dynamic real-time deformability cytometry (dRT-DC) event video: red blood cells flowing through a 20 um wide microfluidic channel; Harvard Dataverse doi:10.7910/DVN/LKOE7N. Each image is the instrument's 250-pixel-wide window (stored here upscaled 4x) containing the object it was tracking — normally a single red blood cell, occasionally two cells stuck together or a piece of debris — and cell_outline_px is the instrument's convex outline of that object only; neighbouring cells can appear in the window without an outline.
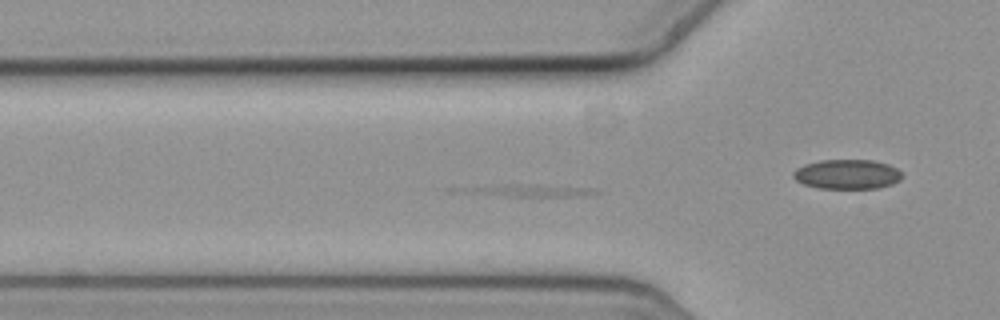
{"species": "common noctule bat (a hibernating species)", "species_latin": "Nyctalus noctula", "temperature_condition": "cold", "stored_images_in_passage": 2, "camera_frame_rate_fps": 3000, "um_per_image_px": 0.085, "animal": {"sex": "female", "body_mass_g": 19.3, "forearm_length_mm": 54.1}, "frame": {"image": 1, "passage_image": 2, "time_ms": 0.333, "image_size_px": [1000, 320], "cell_outline_px": [[900, 180], [892, 184], [876, 188], [820, 188], [804, 184], [796, 180], [792, 176], [792, 172], [796, 168], [804, 164], [820, 160], [872, 160], [888, 164], [896, 168], [900, 172]], "centroid_in_image_um": [71.97, 14.8], "position_along_channel_um": 53.8, "area_um2": 18.67}}